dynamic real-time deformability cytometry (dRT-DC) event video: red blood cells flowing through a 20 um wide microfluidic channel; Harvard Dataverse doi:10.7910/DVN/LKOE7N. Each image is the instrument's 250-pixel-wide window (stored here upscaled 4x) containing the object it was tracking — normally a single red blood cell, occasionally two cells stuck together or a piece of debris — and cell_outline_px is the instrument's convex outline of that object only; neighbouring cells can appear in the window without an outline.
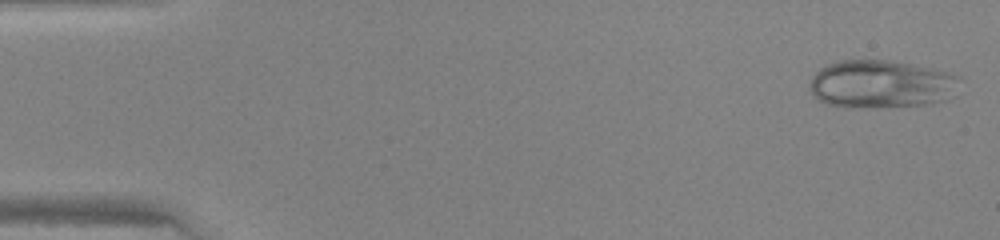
{"species": "human", "species_latin": "Homo sapiens", "temperature_condition": "warm", "stored_images_in_passage": 45, "camera_frame_rate_fps": 3000, "um_per_image_px": 0.085, "donor": {"sex": "female"}, "frame": {"image": 1, "passage_image": 1, "time_ms": 0.0, "image_size_px": [1000, 240], "cell_outline_px": [[960, 76], [948, 100], [932, 104], [856, 108], [844, 108], [828, 104], [816, 100], [808, 88], [808, 84], [812, 76], [820, 68], [828, 64], [840, 60], [888, 60], [948, 72]], "centroid_in_image_um": [74.81, 7.17], "position_along_channel_um": 10.2, "area_um2": 42.02}}
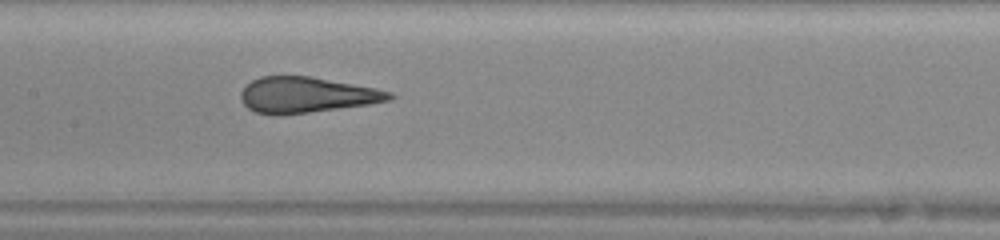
{"frame": {"image": 2, "passage_image": 22, "time_ms": 7.0, "image_size_px": [1000, 240], "cell_outline_px": [[396, 96], [388, 100], [368, 104], [308, 112], [256, 112], [248, 108], [240, 100], [240, 92], [252, 80], [260, 76], [308, 76], [376, 88], [392, 92]], "centroid_in_image_um": [26.07, 8.03], "position_along_channel_um": 181.3, "area_um2": 29.94}}
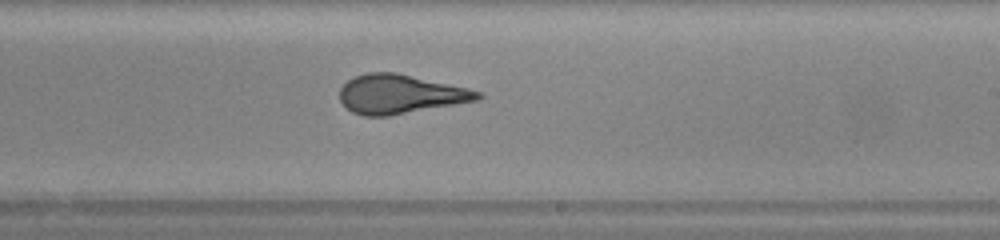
{"frame": {"image": 3, "passage_image": 27, "time_ms": 8.667, "image_size_px": [1000, 240], "cell_outline_px": [[484, 96], [480, 100], [388, 116], [364, 116], [352, 112], [340, 100], [340, 88], [348, 80], [364, 72], [396, 72], [468, 88], [484, 92]], "centroid_in_image_um": [34.05, 8.0], "position_along_channel_um": 254.9, "area_um2": 31.5}}